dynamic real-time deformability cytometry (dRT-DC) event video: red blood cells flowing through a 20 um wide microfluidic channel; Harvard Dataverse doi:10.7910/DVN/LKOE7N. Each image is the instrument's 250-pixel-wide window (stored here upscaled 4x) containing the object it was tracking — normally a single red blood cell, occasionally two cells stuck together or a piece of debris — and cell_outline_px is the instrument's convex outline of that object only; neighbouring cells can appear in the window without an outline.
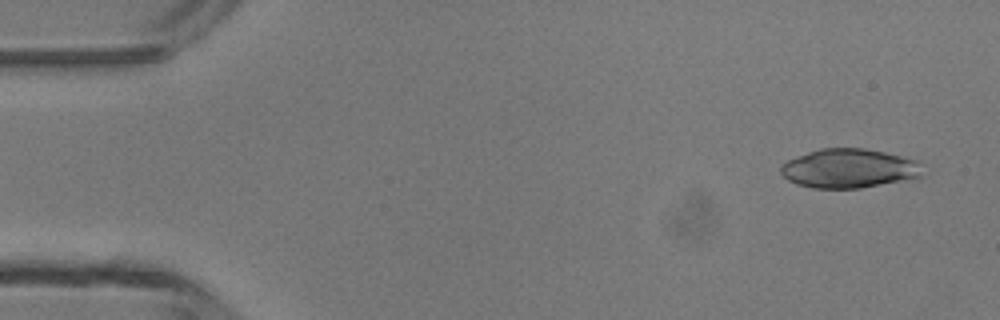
{"species": "common noctule bat (a hibernating species)", "species_latin": "Nyctalus noctula", "temperature_condition": "room temperature", "stored_images_in_passage": 4, "camera_frame_rate_fps": 3000, "um_per_image_px": 0.085, "animal": {"sex": "male", "body_mass_g": 13.3}, "frame": {"image": 1, "passage_image": 1, "time_ms": 0.0, "image_size_px": [1000, 320], "cell_outline_px": [[924, 176], [916, 180], [860, 188], [812, 188], [796, 184], [788, 180], [780, 172], [780, 164], [796, 156], [820, 148], [864, 148], [884, 152], [920, 160]], "centroid_in_image_um": [72.25, 14.33], "position_along_channel_um": 12.8, "area_um2": 33.12}}